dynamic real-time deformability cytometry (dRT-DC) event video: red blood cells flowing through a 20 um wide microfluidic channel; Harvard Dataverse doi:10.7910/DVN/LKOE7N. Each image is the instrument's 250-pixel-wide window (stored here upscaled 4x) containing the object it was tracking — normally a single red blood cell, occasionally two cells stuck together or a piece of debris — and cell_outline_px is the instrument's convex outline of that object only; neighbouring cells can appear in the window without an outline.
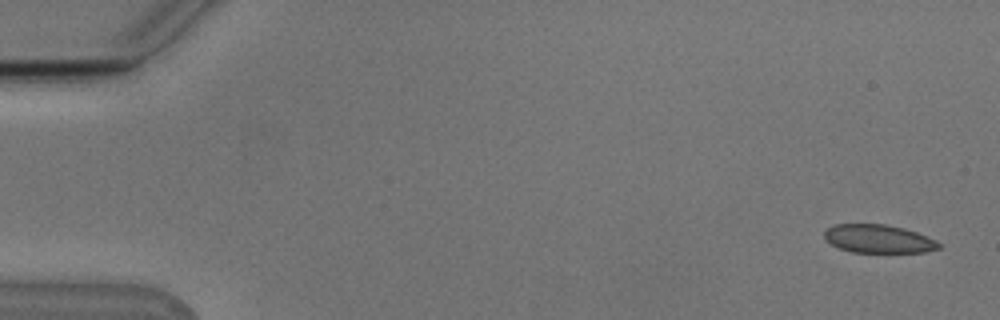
{"species": "Egyptian fruit bat (a non-hibernating species)", "species_latin": "Rousettus aegyptiacus", "temperature_condition": "cold", "stored_images_in_passage": 53, "camera_frame_rate_fps": 3000, "um_per_image_px": 0.085, "animal": {"sex": "male"}, "frame": {"image": 1, "passage_image": 1, "time_ms": 0.0, "image_size_px": [1000, 320], "cell_outline_px": [[940, 248], [924, 252], [852, 252], [840, 248], [832, 244], [824, 236], [824, 232], [832, 224], [884, 224], [904, 228], [916, 232], [936, 240], [940, 244]], "centroid_in_image_um": [74.67, 20.29], "position_along_channel_um": 10.3, "area_um2": 18.73}}
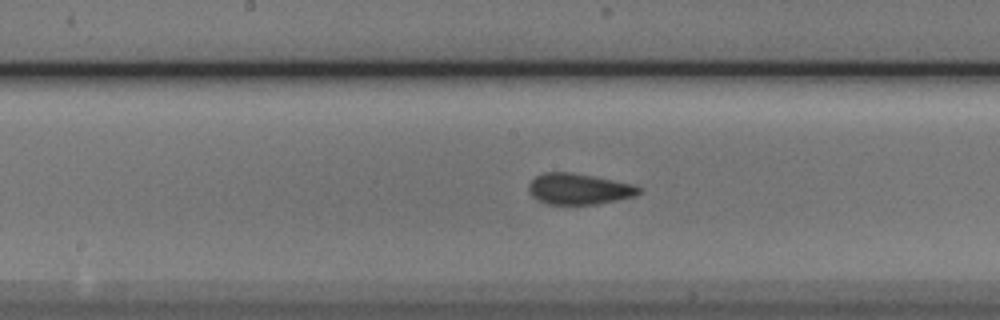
{"frame": {"image": 2, "passage_image": 27, "time_ms": 8.667, "image_size_px": [1000, 320], "cell_outline_px": [[640, 192], [636, 196], [596, 204], [548, 204], [536, 200], [528, 192], [528, 184], [536, 176], [544, 172], [572, 172], [632, 184], [640, 188]], "centroid_in_image_um": [49.15, 16.06], "position_along_channel_um": 199.0, "area_um2": 19.83}}
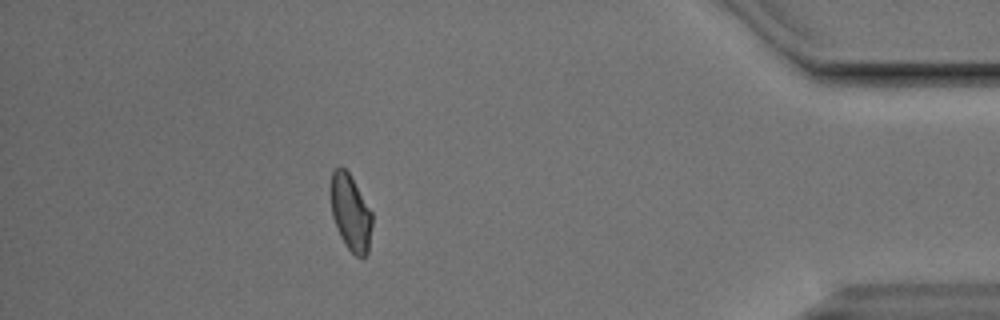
{"frame": {"image": 3, "passage_image": 47, "time_ms": 15.333, "image_size_px": [1000, 320], "cell_outline_px": [[372, 224], [368, 252], [364, 256], [356, 256], [348, 248], [340, 236], [332, 216], [332, 172], [340, 164], [348, 172], [372, 212]], "centroid_in_image_um": [29.82, 18.08], "position_along_channel_um": 405.4, "area_um2": 17.92}, "authors_computed_cell_mechanics": {"area_um2": 19.652, "velocity_mm_per_s": 3.7879, "shape_relaxation_time_tau1_ms": null, "shape_relaxation_time_tau2_ms": 1.1557, "deformation_change_tau1": null, "deformation_change_tau2": 0.058}}